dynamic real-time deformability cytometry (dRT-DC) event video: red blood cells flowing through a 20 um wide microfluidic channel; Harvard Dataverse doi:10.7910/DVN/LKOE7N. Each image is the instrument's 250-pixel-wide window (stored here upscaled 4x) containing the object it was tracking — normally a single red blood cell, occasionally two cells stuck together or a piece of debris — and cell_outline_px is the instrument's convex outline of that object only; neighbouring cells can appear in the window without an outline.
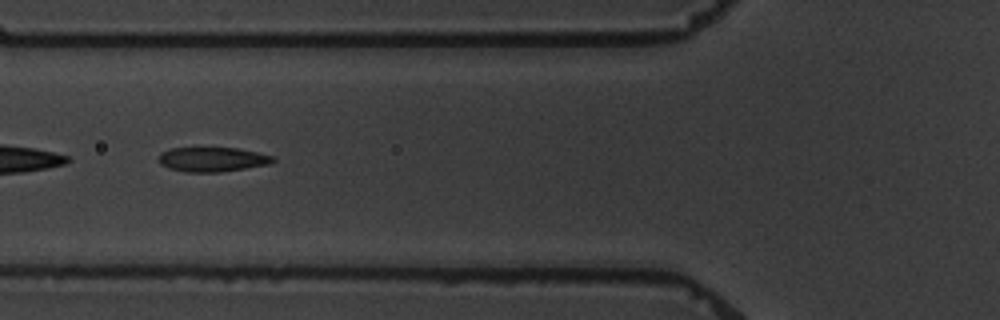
{"species": "common noctule bat (a hibernating species)", "species_latin": "Nyctalus noctula", "temperature_condition": "warm", "stored_images_in_passage": 8, "segment_of_instrument_passage": [2, 2], "camera_frame_rate_fps": 3000, "um_per_image_px": 0.085, "animal": {"sex": "male", "body_mass_g": 19.5, "forearm_length_mm": 54.6}, "frame": {"image": 1, "passage_image": 5, "time_ms": 6.667, "image_size_px": [1000, 320], "cell_outline_px": [[276, 160], [272, 164], [220, 172], [184, 172], [168, 168], [160, 164], [156, 160], [160, 152], [168, 148], [236, 148], [276, 156]], "centroid_in_image_um": [18.03, 13.55], "position_along_channel_um": 107.8, "area_um2": 16.65}}
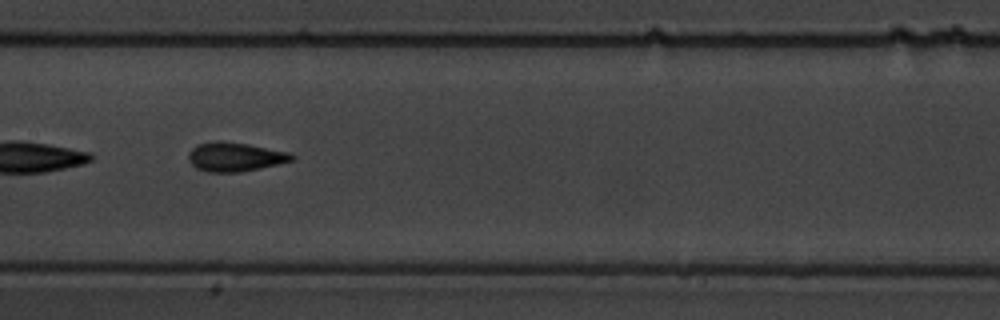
{"frame": {"image": 2, "passage_image": 7, "time_ms": 9.0, "image_size_px": [1000, 320], "cell_outline_px": [[296, 156], [292, 160], [276, 164], [240, 172], [208, 172], [196, 168], [188, 160], [188, 152], [196, 144], [216, 140], [224, 140], [248, 144], [292, 152]], "centroid_in_image_um": [19.95, 13.31], "position_along_channel_um": 187.4, "area_um2": 17.69}}